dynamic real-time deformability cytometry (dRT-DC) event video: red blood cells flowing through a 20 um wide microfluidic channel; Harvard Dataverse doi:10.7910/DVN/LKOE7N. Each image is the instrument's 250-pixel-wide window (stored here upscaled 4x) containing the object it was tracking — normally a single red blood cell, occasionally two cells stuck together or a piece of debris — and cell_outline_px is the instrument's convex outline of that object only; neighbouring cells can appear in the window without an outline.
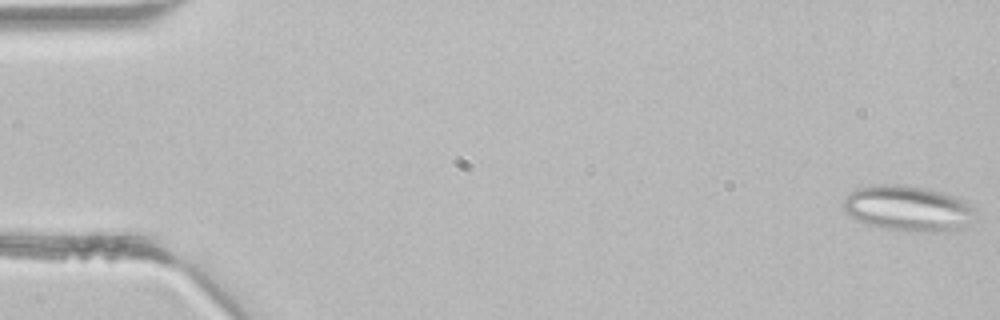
{"species": "common noctule bat (a hibernating species)", "species_latin": "Nyctalus noctula", "temperature_condition": "room temperature", "stored_images_in_passage": 4, "camera_frame_rate_fps": 3000, "um_per_image_px": 0.085, "animal": {"sex": "male", "body_mass_g": 21.5, "forearm_length_mm": 52.0}, "frame": {"image": 1, "passage_image": 1, "time_ms": 0.0, "image_size_px": [1000, 320], "cell_outline_px": [[976, 212], [968, 228], [944, 232], [920, 232], [884, 228], [868, 224], [844, 212], [844, 196], [856, 188], [876, 184], [904, 184], [944, 192], [956, 196], [964, 200], [976, 208]], "centroid_in_image_um": [77.25, 17.71], "position_along_channel_um": 7.8, "area_um2": 35.55}}